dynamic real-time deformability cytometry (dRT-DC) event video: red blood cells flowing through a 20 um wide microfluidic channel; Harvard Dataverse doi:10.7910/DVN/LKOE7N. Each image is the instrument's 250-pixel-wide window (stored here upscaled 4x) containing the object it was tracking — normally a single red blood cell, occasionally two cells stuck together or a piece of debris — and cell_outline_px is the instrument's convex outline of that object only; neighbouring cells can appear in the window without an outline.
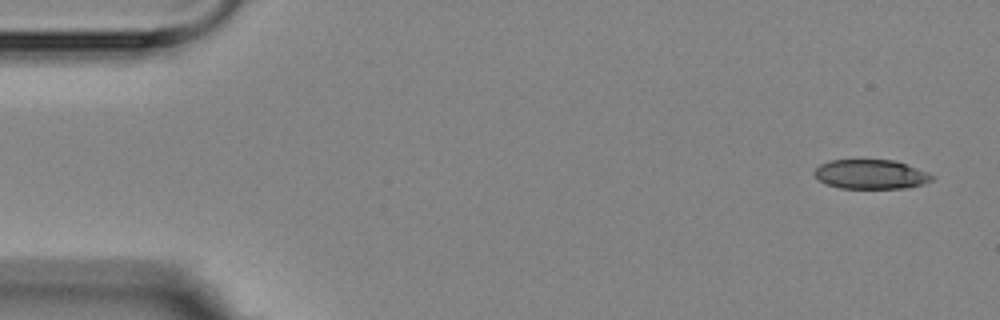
{"species": "Egyptian fruit bat (a non-hibernating species)", "species_latin": "Rousettus aegyptiacus", "temperature_condition": "room temperature", "stored_images_in_passage": 5, "camera_frame_rate_fps": 3000, "um_per_image_px": 0.085, "animal": {"sex": "female"}, "frame": {"image": 1, "passage_image": 1, "time_ms": 0.0, "image_size_px": [1000, 320], "cell_outline_px": [[936, 176], [932, 180], [924, 184], [908, 188], [840, 188], [828, 184], [820, 180], [812, 172], [820, 164], [828, 160], [896, 160], [928, 172]], "centroid_in_image_um": [74.06, 14.81], "position_along_channel_um": 10.9, "area_um2": 20.23}}
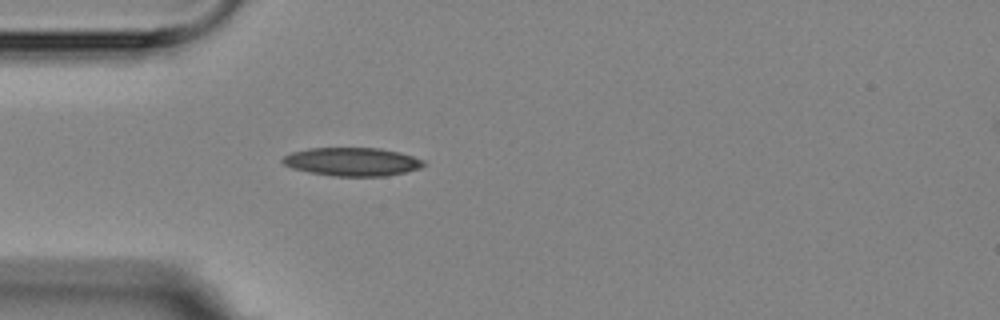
{"frame": {"image": 2, "passage_image": 5, "time_ms": 4.333, "image_size_px": [1000, 320], "cell_outline_px": [[428, 164], [420, 168], [404, 172], [384, 176], [336, 176], [308, 172], [292, 168], [284, 164], [280, 160], [284, 156], [292, 152], [308, 148], [380, 148], [400, 152], [424, 160]], "centroid_in_image_um": [29.94, 13.74], "position_along_channel_um": 55.1, "area_um2": 23.35}}